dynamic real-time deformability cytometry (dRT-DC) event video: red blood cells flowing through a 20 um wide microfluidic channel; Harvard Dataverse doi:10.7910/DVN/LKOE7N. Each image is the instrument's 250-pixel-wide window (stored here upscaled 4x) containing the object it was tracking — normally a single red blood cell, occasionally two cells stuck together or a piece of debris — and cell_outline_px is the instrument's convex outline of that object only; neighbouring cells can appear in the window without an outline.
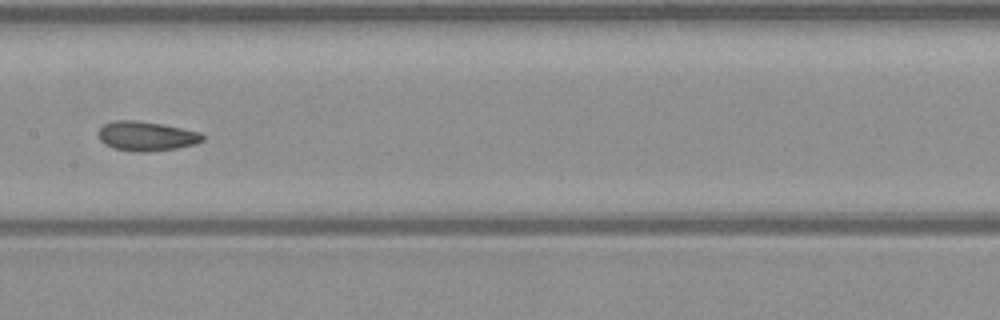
{"species": "common noctule bat (a hibernating species)", "species_latin": "Nyctalus noctula", "temperature_condition": "warm", "stored_images_in_passage": 36, "camera_frame_rate_fps": 3000, "um_per_image_px": 0.085, "animal": {"sex": "male", "body_mass_g": 23.1, "forearm_length_mm": 52.7}, "frame": {"image": 1, "passage_image": 26, "time_ms": 8.333, "image_size_px": [1000, 320], "cell_outline_px": [[204, 140], [196, 144], [176, 148], [148, 152], [140, 152], [112, 148], [104, 144], [100, 140], [100, 128], [104, 124], [112, 120], [136, 120], [164, 124], [200, 132], [204, 136]], "centroid_in_image_um": [12.46, 11.56], "position_along_channel_um": 194.9, "area_um2": 17.98}}